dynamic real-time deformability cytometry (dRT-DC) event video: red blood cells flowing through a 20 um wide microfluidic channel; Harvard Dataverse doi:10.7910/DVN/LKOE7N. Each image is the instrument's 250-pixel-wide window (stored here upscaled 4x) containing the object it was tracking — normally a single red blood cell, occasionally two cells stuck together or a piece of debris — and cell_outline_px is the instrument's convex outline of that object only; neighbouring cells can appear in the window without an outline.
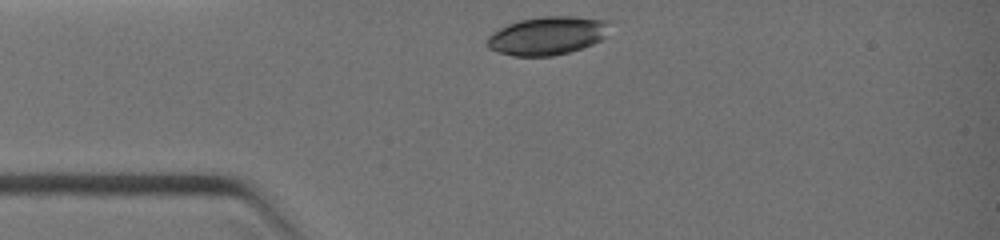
{"species": "common noctule bat (a hibernating species)", "species_latin": "Nyctalus noctula", "temperature_condition": "warm", "stored_images_in_passage": 3, "camera_frame_rate_fps": 3000, "um_per_image_px": 0.085, "animal": {"sex": "female", "body_mass_g": 19.0, "forearm_length_mm": 51.5}, "frame": {"image": 1, "passage_image": 1, "time_ms": 0.0, "image_size_px": [1000, 240], "cell_outline_px": [[612, 20], [604, 36], [600, 40], [592, 44], [568, 52], [552, 56], [512, 56], [496, 52], [488, 48], [488, 36], [492, 32], [508, 24], [520, 20], [544, 16], [576, 16]], "centroid_in_image_um": [46.53, 3.02], "position_along_channel_um": 38.5, "area_um2": 27.4}}